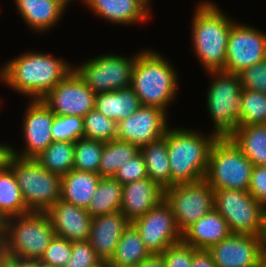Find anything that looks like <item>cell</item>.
<instances>
[{"instance_id": "10", "label": "cell", "mask_w": 266, "mask_h": 267, "mask_svg": "<svg viewBox=\"0 0 266 267\" xmlns=\"http://www.w3.org/2000/svg\"><path fill=\"white\" fill-rule=\"evenodd\" d=\"M138 52L133 56L116 53L91 57L73 70L95 93L125 89L131 86L132 70Z\"/></svg>"}, {"instance_id": "27", "label": "cell", "mask_w": 266, "mask_h": 267, "mask_svg": "<svg viewBox=\"0 0 266 267\" xmlns=\"http://www.w3.org/2000/svg\"><path fill=\"white\" fill-rule=\"evenodd\" d=\"M147 169L148 178L163 189L171 186V170L168 158L167 141L164 137L140 148Z\"/></svg>"}, {"instance_id": "5", "label": "cell", "mask_w": 266, "mask_h": 267, "mask_svg": "<svg viewBox=\"0 0 266 267\" xmlns=\"http://www.w3.org/2000/svg\"><path fill=\"white\" fill-rule=\"evenodd\" d=\"M55 235L46 212L9 217L0 231V257L40 260Z\"/></svg>"}, {"instance_id": "53", "label": "cell", "mask_w": 266, "mask_h": 267, "mask_svg": "<svg viewBox=\"0 0 266 267\" xmlns=\"http://www.w3.org/2000/svg\"><path fill=\"white\" fill-rule=\"evenodd\" d=\"M0 267H9V266L0 258Z\"/></svg>"}, {"instance_id": "36", "label": "cell", "mask_w": 266, "mask_h": 267, "mask_svg": "<svg viewBox=\"0 0 266 267\" xmlns=\"http://www.w3.org/2000/svg\"><path fill=\"white\" fill-rule=\"evenodd\" d=\"M51 133L53 141L76 142L79 138H83L84 117L55 115Z\"/></svg>"}, {"instance_id": "38", "label": "cell", "mask_w": 266, "mask_h": 267, "mask_svg": "<svg viewBox=\"0 0 266 267\" xmlns=\"http://www.w3.org/2000/svg\"><path fill=\"white\" fill-rule=\"evenodd\" d=\"M89 240L72 242L71 257L66 267H94L101 263Z\"/></svg>"}, {"instance_id": "8", "label": "cell", "mask_w": 266, "mask_h": 267, "mask_svg": "<svg viewBox=\"0 0 266 267\" xmlns=\"http://www.w3.org/2000/svg\"><path fill=\"white\" fill-rule=\"evenodd\" d=\"M253 163L230 138H218L210 152L204 180L213 190L248 191Z\"/></svg>"}, {"instance_id": "35", "label": "cell", "mask_w": 266, "mask_h": 267, "mask_svg": "<svg viewBox=\"0 0 266 267\" xmlns=\"http://www.w3.org/2000/svg\"><path fill=\"white\" fill-rule=\"evenodd\" d=\"M83 138L103 142L114 140L117 138V122L93 109L84 116Z\"/></svg>"}, {"instance_id": "16", "label": "cell", "mask_w": 266, "mask_h": 267, "mask_svg": "<svg viewBox=\"0 0 266 267\" xmlns=\"http://www.w3.org/2000/svg\"><path fill=\"white\" fill-rule=\"evenodd\" d=\"M27 104L22 117L24 149L13 148V152L20 158H35L53 142L51 128L55 114L41 99Z\"/></svg>"}, {"instance_id": "17", "label": "cell", "mask_w": 266, "mask_h": 267, "mask_svg": "<svg viewBox=\"0 0 266 267\" xmlns=\"http://www.w3.org/2000/svg\"><path fill=\"white\" fill-rule=\"evenodd\" d=\"M217 267H260L262 236L231 234L207 250Z\"/></svg>"}, {"instance_id": "7", "label": "cell", "mask_w": 266, "mask_h": 267, "mask_svg": "<svg viewBox=\"0 0 266 267\" xmlns=\"http://www.w3.org/2000/svg\"><path fill=\"white\" fill-rule=\"evenodd\" d=\"M9 167L29 211L47 212L60 199L62 176L46 170L35 158L13 156Z\"/></svg>"}, {"instance_id": "22", "label": "cell", "mask_w": 266, "mask_h": 267, "mask_svg": "<svg viewBox=\"0 0 266 267\" xmlns=\"http://www.w3.org/2000/svg\"><path fill=\"white\" fill-rule=\"evenodd\" d=\"M231 234L227 221L213 208L182 233V241L197 250H208Z\"/></svg>"}, {"instance_id": "11", "label": "cell", "mask_w": 266, "mask_h": 267, "mask_svg": "<svg viewBox=\"0 0 266 267\" xmlns=\"http://www.w3.org/2000/svg\"><path fill=\"white\" fill-rule=\"evenodd\" d=\"M164 200L171 207L176 225L183 233L214 208V190L205 180L175 184L164 189Z\"/></svg>"}, {"instance_id": "46", "label": "cell", "mask_w": 266, "mask_h": 267, "mask_svg": "<svg viewBox=\"0 0 266 267\" xmlns=\"http://www.w3.org/2000/svg\"><path fill=\"white\" fill-rule=\"evenodd\" d=\"M138 267H165V263L161 254H151Z\"/></svg>"}, {"instance_id": "41", "label": "cell", "mask_w": 266, "mask_h": 267, "mask_svg": "<svg viewBox=\"0 0 266 267\" xmlns=\"http://www.w3.org/2000/svg\"><path fill=\"white\" fill-rule=\"evenodd\" d=\"M197 249L183 241L169 246L161 255L165 267H191L193 254Z\"/></svg>"}, {"instance_id": "1", "label": "cell", "mask_w": 266, "mask_h": 267, "mask_svg": "<svg viewBox=\"0 0 266 267\" xmlns=\"http://www.w3.org/2000/svg\"><path fill=\"white\" fill-rule=\"evenodd\" d=\"M74 64L49 53L25 51L0 67V82L28 100L43 98L72 70Z\"/></svg>"}, {"instance_id": "21", "label": "cell", "mask_w": 266, "mask_h": 267, "mask_svg": "<svg viewBox=\"0 0 266 267\" xmlns=\"http://www.w3.org/2000/svg\"><path fill=\"white\" fill-rule=\"evenodd\" d=\"M129 224L121 211L92 218L89 242L102 261L109 262L113 257L120 237Z\"/></svg>"}, {"instance_id": "39", "label": "cell", "mask_w": 266, "mask_h": 267, "mask_svg": "<svg viewBox=\"0 0 266 267\" xmlns=\"http://www.w3.org/2000/svg\"><path fill=\"white\" fill-rule=\"evenodd\" d=\"M242 88L266 94V58L239 73Z\"/></svg>"}, {"instance_id": "54", "label": "cell", "mask_w": 266, "mask_h": 267, "mask_svg": "<svg viewBox=\"0 0 266 267\" xmlns=\"http://www.w3.org/2000/svg\"><path fill=\"white\" fill-rule=\"evenodd\" d=\"M108 267H138V266H115V265H108Z\"/></svg>"}, {"instance_id": "12", "label": "cell", "mask_w": 266, "mask_h": 267, "mask_svg": "<svg viewBox=\"0 0 266 267\" xmlns=\"http://www.w3.org/2000/svg\"><path fill=\"white\" fill-rule=\"evenodd\" d=\"M266 58V32L235 22L228 37L223 71L239 74Z\"/></svg>"}, {"instance_id": "37", "label": "cell", "mask_w": 266, "mask_h": 267, "mask_svg": "<svg viewBox=\"0 0 266 267\" xmlns=\"http://www.w3.org/2000/svg\"><path fill=\"white\" fill-rule=\"evenodd\" d=\"M71 250V241L55 235L39 261L54 267H66Z\"/></svg>"}, {"instance_id": "2", "label": "cell", "mask_w": 266, "mask_h": 267, "mask_svg": "<svg viewBox=\"0 0 266 267\" xmlns=\"http://www.w3.org/2000/svg\"><path fill=\"white\" fill-rule=\"evenodd\" d=\"M235 22L214 1L197 3L190 26L191 46L205 72L224 70L228 37Z\"/></svg>"}, {"instance_id": "50", "label": "cell", "mask_w": 266, "mask_h": 267, "mask_svg": "<svg viewBox=\"0 0 266 267\" xmlns=\"http://www.w3.org/2000/svg\"><path fill=\"white\" fill-rule=\"evenodd\" d=\"M260 267H266V253H264V255L262 257Z\"/></svg>"}, {"instance_id": "44", "label": "cell", "mask_w": 266, "mask_h": 267, "mask_svg": "<svg viewBox=\"0 0 266 267\" xmlns=\"http://www.w3.org/2000/svg\"><path fill=\"white\" fill-rule=\"evenodd\" d=\"M13 146L6 143H0V172L7 169L14 156Z\"/></svg>"}, {"instance_id": "51", "label": "cell", "mask_w": 266, "mask_h": 267, "mask_svg": "<svg viewBox=\"0 0 266 267\" xmlns=\"http://www.w3.org/2000/svg\"><path fill=\"white\" fill-rule=\"evenodd\" d=\"M94 267H108V262L102 261L101 263L97 264Z\"/></svg>"}, {"instance_id": "49", "label": "cell", "mask_w": 266, "mask_h": 267, "mask_svg": "<svg viewBox=\"0 0 266 267\" xmlns=\"http://www.w3.org/2000/svg\"><path fill=\"white\" fill-rule=\"evenodd\" d=\"M7 219L8 218L0 211V231L3 229Z\"/></svg>"}, {"instance_id": "25", "label": "cell", "mask_w": 266, "mask_h": 267, "mask_svg": "<svg viewBox=\"0 0 266 267\" xmlns=\"http://www.w3.org/2000/svg\"><path fill=\"white\" fill-rule=\"evenodd\" d=\"M140 106L139 97L131 87L98 93L95 97V109L117 123L128 118Z\"/></svg>"}, {"instance_id": "52", "label": "cell", "mask_w": 266, "mask_h": 267, "mask_svg": "<svg viewBox=\"0 0 266 267\" xmlns=\"http://www.w3.org/2000/svg\"><path fill=\"white\" fill-rule=\"evenodd\" d=\"M38 267H54V266L44 264V263H42V262H40V261L38 260Z\"/></svg>"}, {"instance_id": "29", "label": "cell", "mask_w": 266, "mask_h": 267, "mask_svg": "<svg viewBox=\"0 0 266 267\" xmlns=\"http://www.w3.org/2000/svg\"><path fill=\"white\" fill-rule=\"evenodd\" d=\"M122 203V184L114 177H102L89 206L92 217L120 211Z\"/></svg>"}, {"instance_id": "3", "label": "cell", "mask_w": 266, "mask_h": 267, "mask_svg": "<svg viewBox=\"0 0 266 267\" xmlns=\"http://www.w3.org/2000/svg\"><path fill=\"white\" fill-rule=\"evenodd\" d=\"M192 128L170 126L163 136L167 141L171 186L204 180L210 152L218 137Z\"/></svg>"}, {"instance_id": "20", "label": "cell", "mask_w": 266, "mask_h": 267, "mask_svg": "<svg viewBox=\"0 0 266 267\" xmlns=\"http://www.w3.org/2000/svg\"><path fill=\"white\" fill-rule=\"evenodd\" d=\"M163 200L164 189L147 177L122 185L120 211L133 223Z\"/></svg>"}, {"instance_id": "31", "label": "cell", "mask_w": 266, "mask_h": 267, "mask_svg": "<svg viewBox=\"0 0 266 267\" xmlns=\"http://www.w3.org/2000/svg\"><path fill=\"white\" fill-rule=\"evenodd\" d=\"M35 160L51 173L63 176L73 169L74 142L53 141Z\"/></svg>"}, {"instance_id": "48", "label": "cell", "mask_w": 266, "mask_h": 267, "mask_svg": "<svg viewBox=\"0 0 266 267\" xmlns=\"http://www.w3.org/2000/svg\"><path fill=\"white\" fill-rule=\"evenodd\" d=\"M55 1L61 3L66 9L68 8L69 4H71L72 2H75V0H55ZM80 1H81L80 3L83 2V0H80Z\"/></svg>"}, {"instance_id": "26", "label": "cell", "mask_w": 266, "mask_h": 267, "mask_svg": "<svg viewBox=\"0 0 266 267\" xmlns=\"http://www.w3.org/2000/svg\"><path fill=\"white\" fill-rule=\"evenodd\" d=\"M229 138L254 166L266 165V124L239 126Z\"/></svg>"}, {"instance_id": "45", "label": "cell", "mask_w": 266, "mask_h": 267, "mask_svg": "<svg viewBox=\"0 0 266 267\" xmlns=\"http://www.w3.org/2000/svg\"><path fill=\"white\" fill-rule=\"evenodd\" d=\"M9 267H38V260L0 257Z\"/></svg>"}, {"instance_id": "6", "label": "cell", "mask_w": 266, "mask_h": 267, "mask_svg": "<svg viewBox=\"0 0 266 267\" xmlns=\"http://www.w3.org/2000/svg\"><path fill=\"white\" fill-rule=\"evenodd\" d=\"M213 78L206 92V105L212 119V133L229 138L239 127L242 85L239 74L225 71L206 72Z\"/></svg>"}, {"instance_id": "13", "label": "cell", "mask_w": 266, "mask_h": 267, "mask_svg": "<svg viewBox=\"0 0 266 267\" xmlns=\"http://www.w3.org/2000/svg\"><path fill=\"white\" fill-rule=\"evenodd\" d=\"M132 224L151 254H162L169 246L182 241V233L165 200Z\"/></svg>"}, {"instance_id": "23", "label": "cell", "mask_w": 266, "mask_h": 267, "mask_svg": "<svg viewBox=\"0 0 266 267\" xmlns=\"http://www.w3.org/2000/svg\"><path fill=\"white\" fill-rule=\"evenodd\" d=\"M16 9L27 27L36 33H46L61 20L66 8L55 0H14Z\"/></svg>"}, {"instance_id": "18", "label": "cell", "mask_w": 266, "mask_h": 267, "mask_svg": "<svg viewBox=\"0 0 266 267\" xmlns=\"http://www.w3.org/2000/svg\"><path fill=\"white\" fill-rule=\"evenodd\" d=\"M151 0H83L97 17L122 26L144 24L151 19ZM151 12V13H150Z\"/></svg>"}, {"instance_id": "30", "label": "cell", "mask_w": 266, "mask_h": 267, "mask_svg": "<svg viewBox=\"0 0 266 267\" xmlns=\"http://www.w3.org/2000/svg\"><path fill=\"white\" fill-rule=\"evenodd\" d=\"M140 152V148L118 138L105 142L98 174L113 177L117 170Z\"/></svg>"}, {"instance_id": "43", "label": "cell", "mask_w": 266, "mask_h": 267, "mask_svg": "<svg viewBox=\"0 0 266 267\" xmlns=\"http://www.w3.org/2000/svg\"><path fill=\"white\" fill-rule=\"evenodd\" d=\"M191 267H217L207 250H197L193 254Z\"/></svg>"}, {"instance_id": "14", "label": "cell", "mask_w": 266, "mask_h": 267, "mask_svg": "<svg viewBox=\"0 0 266 267\" xmlns=\"http://www.w3.org/2000/svg\"><path fill=\"white\" fill-rule=\"evenodd\" d=\"M96 94L72 70L41 100L55 115H73L84 117L95 109Z\"/></svg>"}, {"instance_id": "34", "label": "cell", "mask_w": 266, "mask_h": 267, "mask_svg": "<svg viewBox=\"0 0 266 267\" xmlns=\"http://www.w3.org/2000/svg\"><path fill=\"white\" fill-rule=\"evenodd\" d=\"M266 124V94L242 88L239 126Z\"/></svg>"}, {"instance_id": "28", "label": "cell", "mask_w": 266, "mask_h": 267, "mask_svg": "<svg viewBox=\"0 0 266 267\" xmlns=\"http://www.w3.org/2000/svg\"><path fill=\"white\" fill-rule=\"evenodd\" d=\"M151 253L146 248L140 233L130 223L120 237L113 257L108 265L115 266H138Z\"/></svg>"}, {"instance_id": "19", "label": "cell", "mask_w": 266, "mask_h": 267, "mask_svg": "<svg viewBox=\"0 0 266 267\" xmlns=\"http://www.w3.org/2000/svg\"><path fill=\"white\" fill-rule=\"evenodd\" d=\"M46 213L57 236L71 242L89 240L93 217L86 208L59 199Z\"/></svg>"}, {"instance_id": "42", "label": "cell", "mask_w": 266, "mask_h": 267, "mask_svg": "<svg viewBox=\"0 0 266 267\" xmlns=\"http://www.w3.org/2000/svg\"><path fill=\"white\" fill-rule=\"evenodd\" d=\"M248 192L266 207V165L254 166Z\"/></svg>"}, {"instance_id": "47", "label": "cell", "mask_w": 266, "mask_h": 267, "mask_svg": "<svg viewBox=\"0 0 266 267\" xmlns=\"http://www.w3.org/2000/svg\"><path fill=\"white\" fill-rule=\"evenodd\" d=\"M262 243H263L264 252L266 253V213H265L264 230L262 234Z\"/></svg>"}, {"instance_id": "32", "label": "cell", "mask_w": 266, "mask_h": 267, "mask_svg": "<svg viewBox=\"0 0 266 267\" xmlns=\"http://www.w3.org/2000/svg\"><path fill=\"white\" fill-rule=\"evenodd\" d=\"M0 211L7 218L30 212L10 167L0 172Z\"/></svg>"}, {"instance_id": "9", "label": "cell", "mask_w": 266, "mask_h": 267, "mask_svg": "<svg viewBox=\"0 0 266 267\" xmlns=\"http://www.w3.org/2000/svg\"><path fill=\"white\" fill-rule=\"evenodd\" d=\"M214 208L227 221L232 234L262 236L266 207L248 191L214 190Z\"/></svg>"}, {"instance_id": "24", "label": "cell", "mask_w": 266, "mask_h": 267, "mask_svg": "<svg viewBox=\"0 0 266 267\" xmlns=\"http://www.w3.org/2000/svg\"><path fill=\"white\" fill-rule=\"evenodd\" d=\"M101 178L93 172L70 170L62 176L60 199L87 209Z\"/></svg>"}, {"instance_id": "4", "label": "cell", "mask_w": 266, "mask_h": 267, "mask_svg": "<svg viewBox=\"0 0 266 267\" xmlns=\"http://www.w3.org/2000/svg\"><path fill=\"white\" fill-rule=\"evenodd\" d=\"M161 54L150 48L138 52L130 87L142 106H154L167 112L179 94L180 80L175 66Z\"/></svg>"}, {"instance_id": "15", "label": "cell", "mask_w": 266, "mask_h": 267, "mask_svg": "<svg viewBox=\"0 0 266 267\" xmlns=\"http://www.w3.org/2000/svg\"><path fill=\"white\" fill-rule=\"evenodd\" d=\"M168 112L154 106H140L128 118L117 123V138L141 148L162 138L167 129Z\"/></svg>"}, {"instance_id": "33", "label": "cell", "mask_w": 266, "mask_h": 267, "mask_svg": "<svg viewBox=\"0 0 266 267\" xmlns=\"http://www.w3.org/2000/svg\"><path fill=\"white\" fill-rule=\"evenodd\" d=\"M105 142L79 138L74 142L73 169L98 174Z\"/></svg>"}, {"instance_id": "40", "label": "cell", "mask_w": 266, "mask_h": 267, "mask_svg": "<svg viewBox=\"0 0 266 267\" xmlns=\"http://www.w3.org/2000/svg\"><path fill=\"white\" fill-rule=\"evenodd\" d=\"M120 184L124 185L148 177L144 157L141 152L127 161L113 176Z\"/></svg>"}]
</instances>
